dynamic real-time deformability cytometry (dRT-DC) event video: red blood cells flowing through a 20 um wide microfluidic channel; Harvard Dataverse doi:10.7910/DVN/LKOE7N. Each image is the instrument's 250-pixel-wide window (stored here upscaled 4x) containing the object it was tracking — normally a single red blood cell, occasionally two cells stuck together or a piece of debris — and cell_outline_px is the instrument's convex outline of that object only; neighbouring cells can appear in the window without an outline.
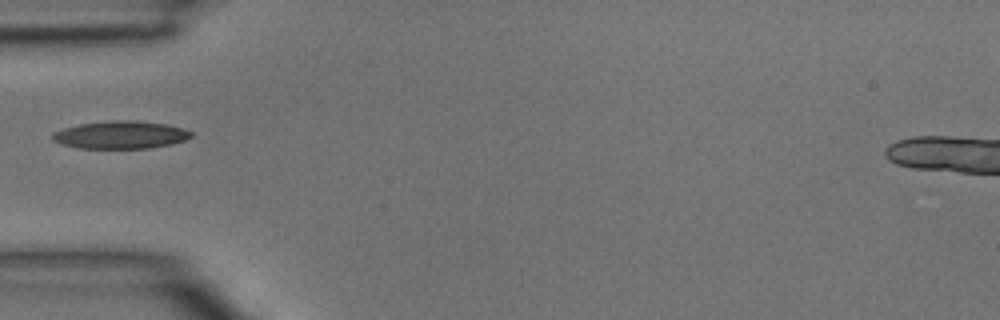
{"species": "common noctule bat (a hibernating species)", "species_latin": "Nyctalus noctula", "temperature_condition": "room temperature", "stored_images_in_passage": 1, "camera_frame_rate_fps": 3000, "um_per_image_px": 0.085, "animal": {"sex": "male", "body_mass_g": 15.6}, "frame": {"image": 1, "passage_image": 1, "time_ms": 0.0, "image_size_px": [1000, 320], "cell_outline_px": [[192, 136], [184, 140], [172, 144], [148, 148], [80, 148], [64, 144], [52, 140], [52, 132], [64, 128], [80, 124], [112, 120], [136, 120], [168, 124], [184, 128], [192, 132]], "centroid_in_image_um": [10.28, 11.45], "position_along_channel_um": 74.7, "area_um2": 22.37}}